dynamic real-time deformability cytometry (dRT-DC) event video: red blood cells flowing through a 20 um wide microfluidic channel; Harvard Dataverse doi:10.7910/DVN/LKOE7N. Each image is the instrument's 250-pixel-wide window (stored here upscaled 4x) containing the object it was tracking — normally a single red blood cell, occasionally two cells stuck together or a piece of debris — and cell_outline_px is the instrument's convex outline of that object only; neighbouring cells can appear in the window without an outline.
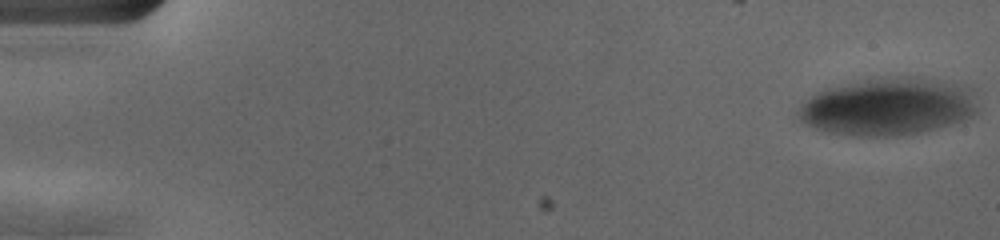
{"species": "human", "species_latin": "Homo sapiens", "temperature_condition": "cold", "stored_images_in_passage": 56, "camera_frame_rate_fps": 3000, "um_per_image_px": 0.085, "donor": {"sex": "female"}, "frame": {"image": 1, "passage_image": 1, "time_ms": 0.0, "image_size_px": [1000, 240], "cell_outline_px": [[976, 112], [972, 116], [964, 120], [936, 128], [920, 132], [896, 136], [856, 136], [828, 132], [812, 128], [800, 120], [800, 108], [816, 92], [828, 88], [868, 80], [896, 76], [920, 76], [960, 84], [968, 88], [976, 108]], "centroid_in_image_um": [75.5, 9.07], "position_along_channel_um": 9.5, "area_um2": 59.3}}
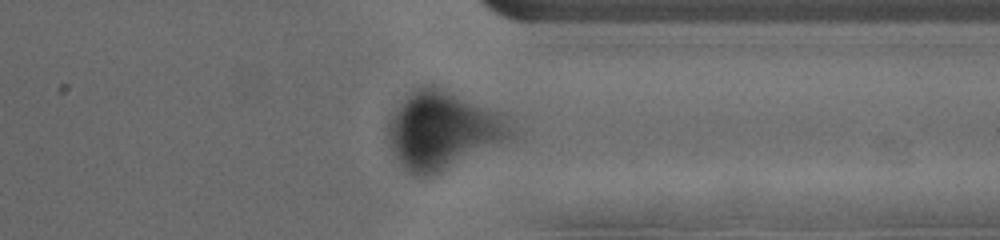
{"frame": {"image": 2, "passage_image": 44, "time_ms": 14.333, "image_size_px": [1000, 240], "cell_outline_px": [[516, 132], [512, 136], [504, 140], [436, 172], [420, 176], [412, 172], [396, 156], [388, 140], [388, 120], [404, 100], [412, 92], [420, 88], [432, 84], [500, 112], [516, 128]], "centroid_in_image_um": [37.66, 11.0], "position_along_channel_um": 373.7, "area_um2": 53.23}}
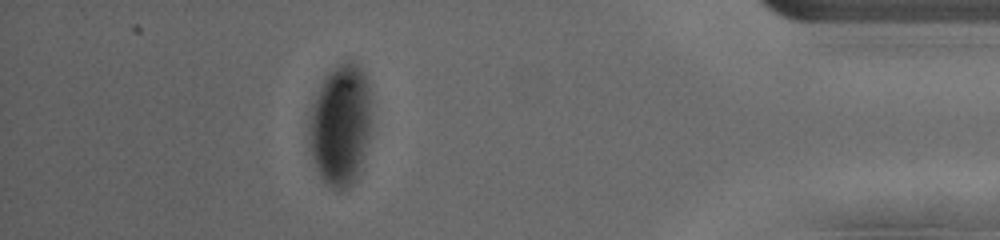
{"frame": {"image": 3, "passage_image": 50, "time_ms": 16.333, "image_size_px": [1000, 240], "cell_outline_px": [[368, 140], [364, 156], [356, 176], [352, 184], [348, 188], [340, 192], [324, 184], [312, 160], [308, 148], [308, 116], [312, 104], [324, 76], [328, 72], [344, 60], [352, 60], [364, 72], [368, 84]], "centroid_in_image_um": [28.87, 10.65], "position_along_channel_um": 406.3, "area_um2": 44.33}}